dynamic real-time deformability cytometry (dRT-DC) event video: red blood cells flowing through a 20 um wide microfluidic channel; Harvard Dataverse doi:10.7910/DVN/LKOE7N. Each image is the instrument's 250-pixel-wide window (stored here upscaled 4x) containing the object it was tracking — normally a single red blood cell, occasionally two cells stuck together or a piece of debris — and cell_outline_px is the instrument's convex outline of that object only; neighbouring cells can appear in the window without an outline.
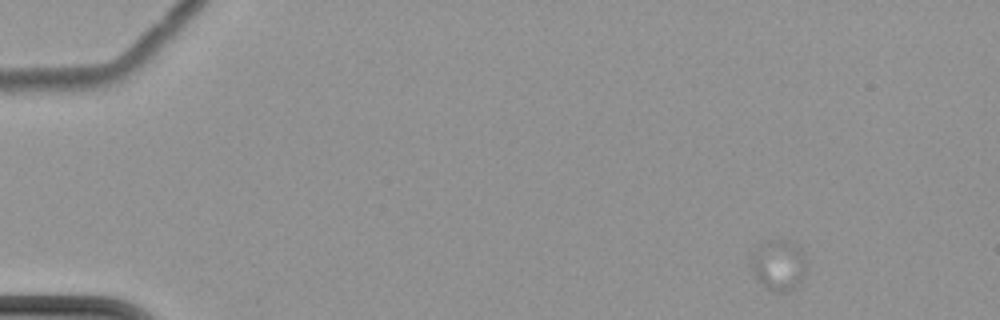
{"species": "common noctule bat (a hibernating species)", "species_latin": "Nyctalus noctula", "temperature_condition": "cold", "stored_images_in_passage": 15, "camera_frame_rate_fps": 3000, "um_per_image_px": 0.085, "animal": {"sex": "female", "body_mass_g": 22.7, "forearm_length_mm": 54.2}, "frame": {"image": 1, "passage_image": 1, "time_ms": 0.0, "image_size_px": [1000, 320], "cell_outline_px": [[804, 272], [796, 284], [788, 292], [772, 292], [764, 288], [756, 276], [752, 268], [752, 256], [756, 248], [764, 240], [788, 240], [804, 248]], "centroid_in_image_um": [66.17, 22.5], "position_along_channel_um": 18.8, "area_um2": 16.18}}
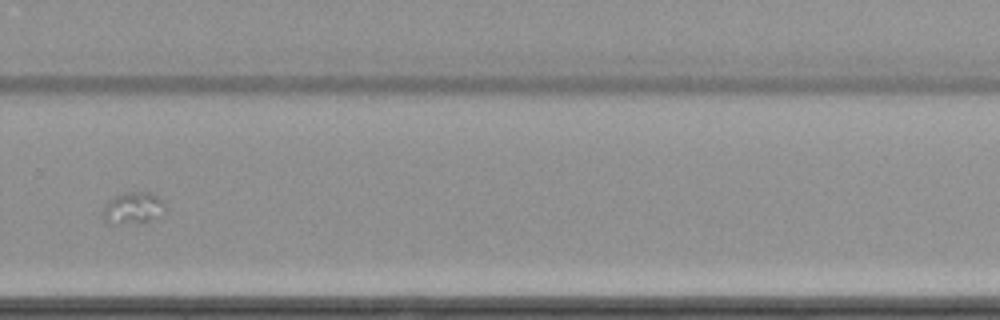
{"frame": {"image": 2, "passage_image": 11, "time_ms": 13.0, "image_size_px": [1000, 320], "cell_outline_px": [[164, 212], [160, 216], [148, 220], [120, 224], [108, 224], [104, 220], [104, 208], [116, 196], [124, 192], [148, 192], [156, 196], [164, 204]], "centroid_in_image_um": [11.31, 17.69], "position_along_channel_um": 318.5, "area_um2": 11.04}}
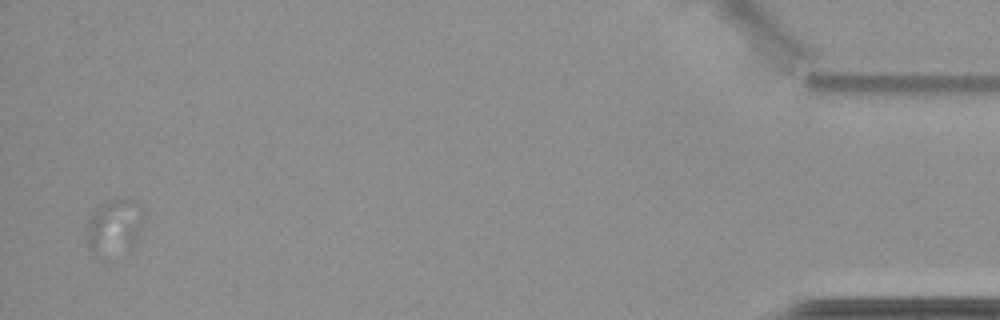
{"frame": {"image": 3, "passage_image": 15, "time_ms": 18.667, "image_size_px": [1000, 320], "cell_outline_px": [[140, 208], [96, 256], [92, 252], [88, 244], [88, 220], [96, 208], [108, 200], [136, 200]], "centroid_in_image_um": [9.26, 18.88], "position_along_channel_um": 425.9, "area_um2": 11.85}, "authors_computed_cell_mechanics": {"area_um2": 12.8316, "velocity_mm_per_s": 3.3929, "shape_relaxation_time_tau1_ms": 3.6228, "shape_relaxation_time_tau2_ms": null, "deformation_change_tau1": null, "deformation_change_tau2": null}}